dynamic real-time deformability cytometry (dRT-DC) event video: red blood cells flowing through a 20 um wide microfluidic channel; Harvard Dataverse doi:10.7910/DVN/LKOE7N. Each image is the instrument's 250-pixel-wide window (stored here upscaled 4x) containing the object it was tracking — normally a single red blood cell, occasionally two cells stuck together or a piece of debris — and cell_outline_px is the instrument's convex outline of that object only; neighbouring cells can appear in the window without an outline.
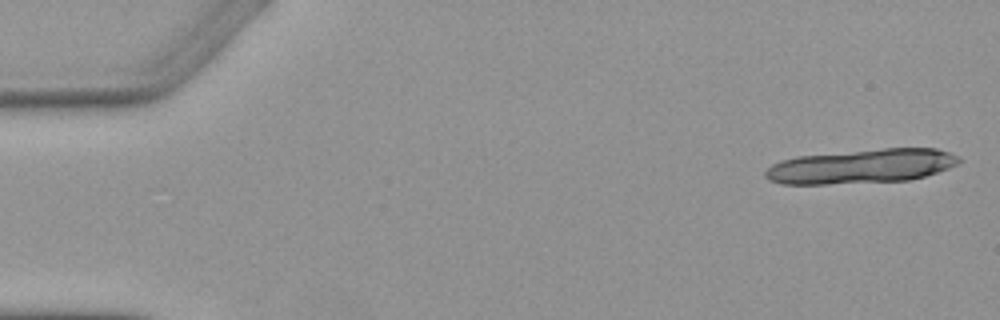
{"species": "Egyptian fruit bat (a non-hibernating species)", "species_latin": "Rousettus aegyptiacus", "temperature_condition": "warm", "stored_images_in_passage": 7, "camera_frame_rate_fps": 3000, "um_per_image_px": 0.085, "animal": {"sex": "female"}, "frame": {"image": 1, "passage_image": 1, "time_ms": 0.0, "image_size_px": [1000, 320], "cell_outline_px": [[964, 160], [960, 164], [924, 176], [908, 180], [828, 184], [780, 184], [768, 180], [764, 176], [764, 172], [772, 164], [780, 160], [796, 156], [884, 148], [936, 148], [948, 152]], "centroid_in_image_um": [73.2, 14.13], "position_along_channel_um": 11.8, "area_um2": 38.78}}
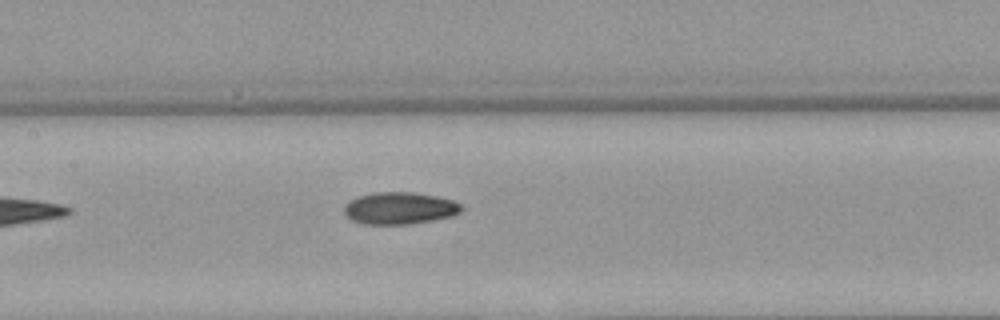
{"frame": {"image": 2, "passage_image": 7, "time_ms": 8.0, "image_size_px": [1000, 320], "cell_outline_px": [[464, 208], [460, 212], [452, 216], [412, 224], [364, 224], [352, 220], [344, 212], [344, 204], [348, 200], [356, 196], [372, 192], [412, 192], [436, 196], [452, 200], [460, 204]], "centroid_in_image_um": [33.94, 17.69], "position_along_channel_um": 173.5, "area_um2": 22.08}}